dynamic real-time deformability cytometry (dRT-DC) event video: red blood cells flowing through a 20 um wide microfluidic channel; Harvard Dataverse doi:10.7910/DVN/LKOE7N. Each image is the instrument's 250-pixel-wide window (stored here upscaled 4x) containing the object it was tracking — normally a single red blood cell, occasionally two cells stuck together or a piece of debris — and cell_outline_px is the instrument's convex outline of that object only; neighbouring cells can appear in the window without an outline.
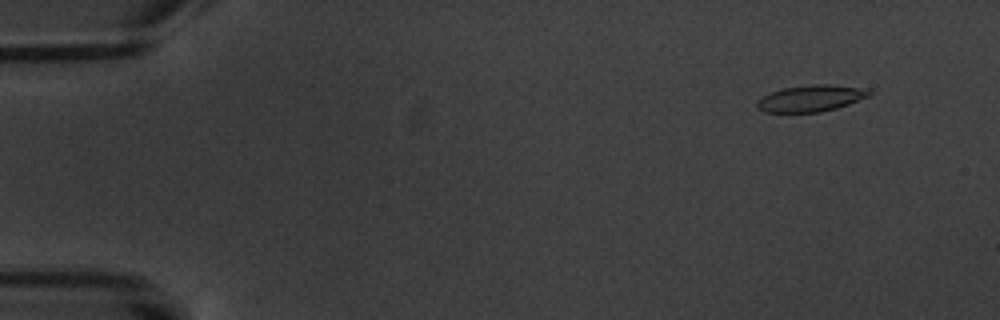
{"species": "common noctule bat (a hibernating species)", "species_latin": "Nyctalus noctula", "temperature_condition": "warm", "stored_images_in_passage": 4, "camera_frame_rate_fps": 3000, "um_per_image_px": 0.085, "animal": {"sex": "male", "body_mass_g": 20.1, "forearm_length_mm": 53.5}, "frame": {"image": 1, "passage_image": 1, "time_ms": 0.0, "image_size_px": [1000, 320], "cell_outline_px": [[872, 92], [868, 96], [848, 104], [836, 108], [820, 112], [764, 112], [756, 104], [756, 100], [772, 92], [784, 88], [812, 84], [828, 84], [868, 88]], "centroid_in_image_um": [68.95, 8.35], "position_along_channel_um": 16.1, "area_um2": 17.17}}
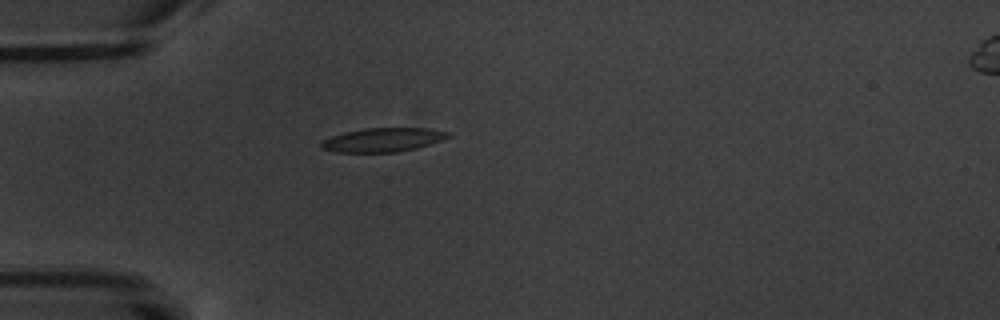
{"frame": {"image": 2, "passage_image": 4, "time_ms": 4.0, "image_size_px": [1000, 320], "cell_outline_px": [[452, 136], [416, 148], [396, 152], [336, 152], [320, 148], [320, 144], [324, 140], [332, 136], [344, 132], [364, 128], [428, 128], [448, 132]], "centroid_in_image_um": [32.52, 11.88], "position_along_channel_um": 52.5, "area_um2": 17.51}}